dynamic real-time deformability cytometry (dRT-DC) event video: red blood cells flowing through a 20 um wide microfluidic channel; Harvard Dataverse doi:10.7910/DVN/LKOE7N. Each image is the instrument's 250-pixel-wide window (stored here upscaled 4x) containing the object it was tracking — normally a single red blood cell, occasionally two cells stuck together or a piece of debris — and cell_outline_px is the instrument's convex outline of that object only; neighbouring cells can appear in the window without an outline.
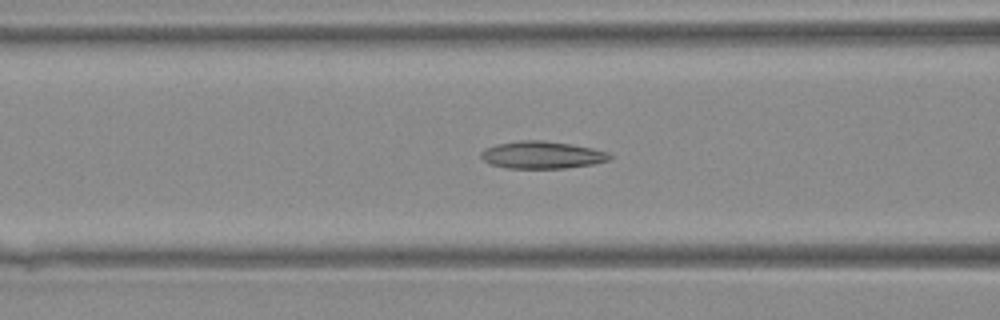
{"species": "Egyptian fruit bat (a non-hibernating species)", "species_latin": "Rousettus aegyptiacus", "temperature_condition": "warm", "stored_images_in_passage": 35, "camera_frame_rate_fps": 3000, "um_per_image_px": 0.085, "animal": {"sex": "female"}, "frame": {"image": 1, "passage_image": 15, "time_ms": 4.667, "image_size_px": [1000, 320], "cell_outline_px": [[612, 156], [608, 160], [592, 164], [564, 168], [508, 168], [492, 164], [484, 160], [480, 156], [480, 152], [484, 148], [496, 144], [520, 140], [540, 140], [568, 144], [592, 148], [608, 152]], "centroid_in_image_um": [46.03, 13.16], "position_along_channel_um": 120.6, "area_um2": 20.29}}
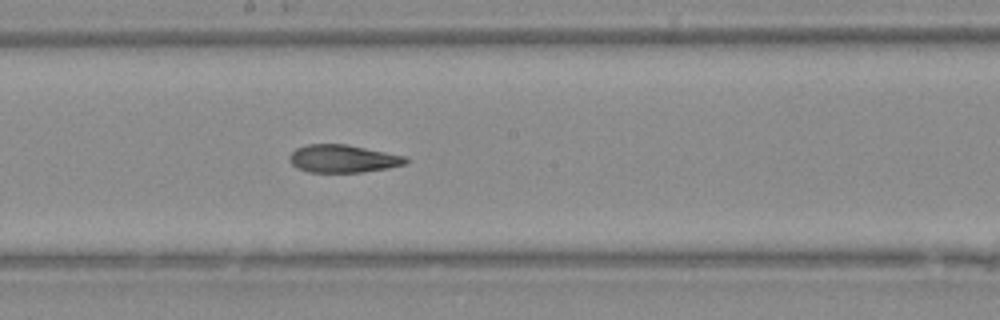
{"frame": {"image": 2, "passage_image": 21, "time_ms": 6.667, "image_size_px": [1000, 320], "cell_outline_px": [[408, 160], [404, 164], [388, 168], [360, 172], [308, 172], [296, 168], [288, 160], [288, 156], [296, 148], [308, 144], [348, 144], [404, 156]], "centroid_in_image_um": [29.09, 13.48], "position_along_channel_um": 219.1, "area_um2": 18.79}}
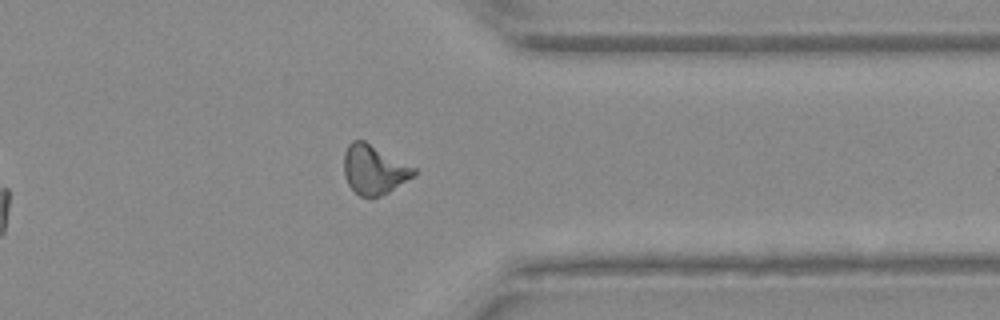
{"frame": {"image": 3, "passage_image": 31, "time_ms": 10.0, "image_size_px": [1000, 320], "cell_outline_px": [[416, 172], [412, 176], [388, 192], [380, 196], [360, 196], [348, 184], [344, 176], [344, 152], [348, 144], [352, 140], [364, 140], [416, 168]], "centroid_in_image_um": [31.75, 14.39], "position_along_channel_um": 379.6, "area_um2": 19.77}}